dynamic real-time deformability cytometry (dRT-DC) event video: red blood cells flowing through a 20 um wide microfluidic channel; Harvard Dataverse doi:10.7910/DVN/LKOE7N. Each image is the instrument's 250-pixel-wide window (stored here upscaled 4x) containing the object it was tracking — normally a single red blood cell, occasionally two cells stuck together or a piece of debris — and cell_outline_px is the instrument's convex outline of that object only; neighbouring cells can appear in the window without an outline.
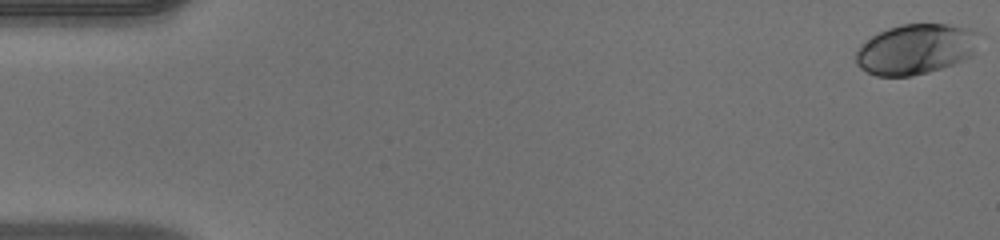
{"species": "human", "species_latin": "Homo sapiens", "temperature_condition": "warm", "stored_images_in_passage": 51, "camera_frame_rate_fps": 3000, "um_per_image_px": 0.085, "donor": {"sex": "male"}, "frame": {"image": 1, "passage_image": 1, "time_ms": 0.0, "image_size_px": [1000, 240], "cell_outline_px": [[980, 32], [972, 56], [952, 64], [928, 72], [912, 76], [876, 76], [860, 68], [856, 64], [856, 52], [860, 44], [872, 36], [888, 28], [900, 24], [944, 24], [968, 28]], "centroid_in_image_um": [77.81, 4.17], "position_along_channel_um": 7.2, "area_um2": 36.01}}
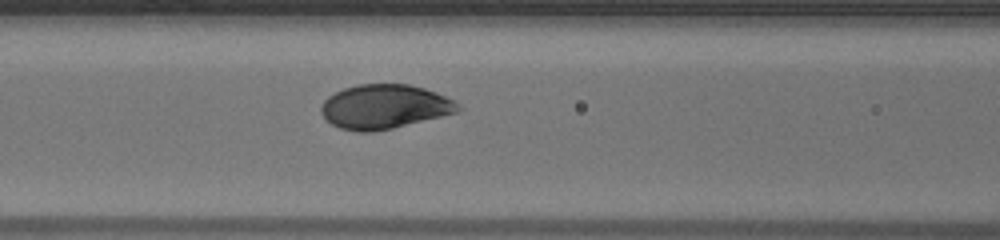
{"frame": {"image": 2, "passage_image": 22, "time_ms": 7.0, "image_size_px": [1000, 240], "cell_outline_px": [[464, 108], [456, 112], [392, 128], [372, 132], [356, 132], [340, 128], [332, 124], [320, 112], [320, 108], [324, 100], [328, 96], [344, 88], [356, 84], [408, 84], [424, 88], [436, 92], [452, 100]], "centroid_in_image_um": [32.65, 9.06], "position_along_channel_um": 134.0, "area_um2": 35.08}}
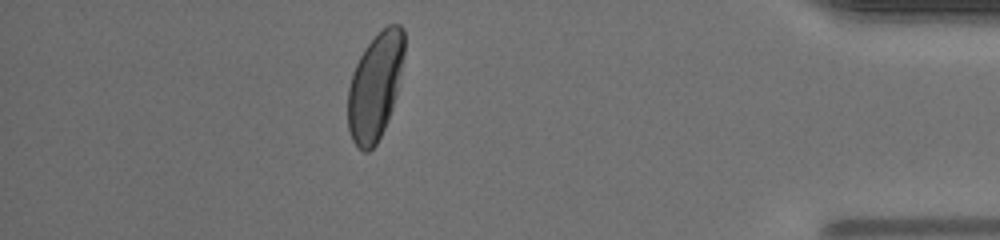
{"frame": {"image": 3, "passage_image": 45, "time_ms": 14.667, "image_size_px": [1000, 240], "cell_outline_px": [[404, 56], [396, 92], [392, 108], [388, 120], [376, 144], [368, 152], [364, 152], [352, 140], [348, 128], [348, 88], [352, 72], [364, 48], [388, 24], [400, 24], [404, 28]], "centroid_in_image_um": [31.88, 7.33], "position_along_channel_um": 403.3, "area_um2": 34.8}, "authors_computed_cell_mechanics": {"area_um2": 35.6626, "velocity_mm_per_s": 4.0781, "shape_relaxation_time_tau1_ms": 2.275, "shape_relaxation_time_tau2_ms": null, "deformation_change_tau1": 0.1417, "deformation_change_tau2": null}}